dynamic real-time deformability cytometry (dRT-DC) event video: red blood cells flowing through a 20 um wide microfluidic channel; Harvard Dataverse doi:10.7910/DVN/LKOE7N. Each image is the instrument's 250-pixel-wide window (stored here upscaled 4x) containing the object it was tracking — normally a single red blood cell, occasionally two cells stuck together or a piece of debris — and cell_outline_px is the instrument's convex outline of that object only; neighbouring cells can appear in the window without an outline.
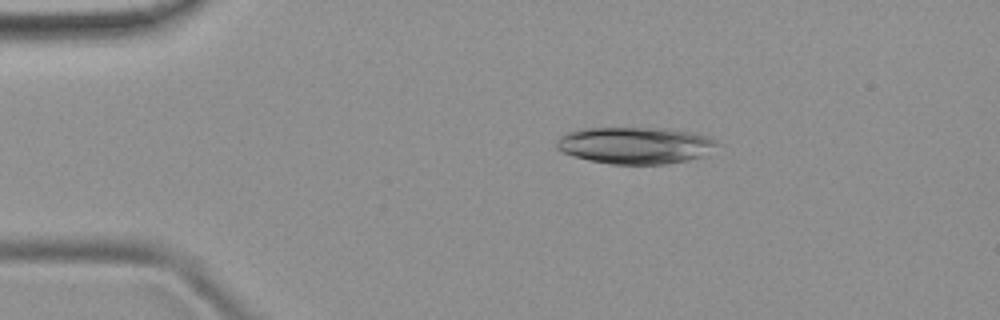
{"species": "common noctule bat (a hibernating species)", "species_latin": "Nyctalus noctula", "temperature_condition": "room temperature", "stored_images_in_passage": 50, "camera_frame_rate_fps": 3000, "um_per_image_px": 0.085, "animal": {"sex": "female", "body_mass_g": 19.9}, "frame": {"image": 1, "passage_image": 9, "time_ms": 2.667, "image_size_px": [1000, 320], "cell_outline_px": [[724, 144], [700, 156], [688, 160], [664, 164], [612, 164], [588, 160], [572, 156], [556, 148], [556, 140], [560, 136], [568, 132], [584, 128], [668, 128], [692, 132], [708, 136]], "centroid_in_image_um": [54.02, 12.35], "position_along_channel_um": 31.0, "area_um2": 34.68}}
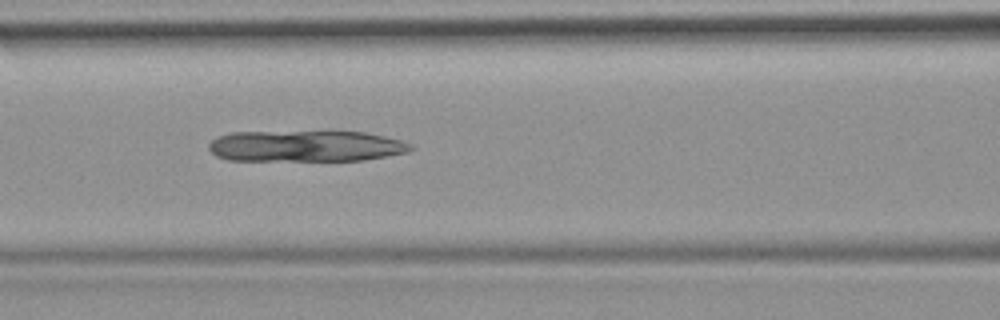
{"frame": {"image": 2, "passage_image": 21, "time_ms": 6.667, "image_size_px": [1000, 320], "cell_outline_px": [[416, 148], [408, 152], [364, 160], [228, 160], [216, 156], [208, 148], [208, 144], [212, 140], [220, 136], [232, 132], [332, 128], [364, 132], [384, 136], [400, 140], [412, 144]], "centroid_in_image_um": [26.02, 12.35], "position_along_channel_um": 140.6, "area_um2": 38.44}}